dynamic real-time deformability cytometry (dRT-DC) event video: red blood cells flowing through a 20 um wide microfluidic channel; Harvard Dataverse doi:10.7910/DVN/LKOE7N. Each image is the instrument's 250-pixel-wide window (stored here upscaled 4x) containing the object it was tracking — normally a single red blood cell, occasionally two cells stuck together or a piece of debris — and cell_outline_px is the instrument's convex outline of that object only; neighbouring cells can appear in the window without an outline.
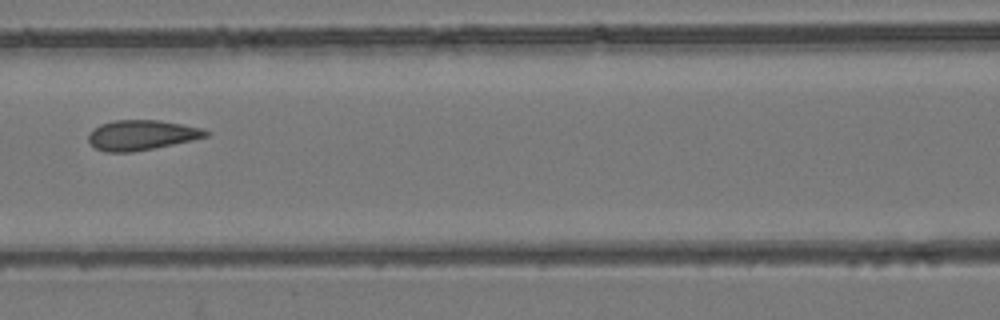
{"species": "common noctule bat (a hibernating species)", "species_latin": "Nyctalus noctula", "temperature_condition": "room temperature", "stored_images_in_passage": 7, "camera_frame_rate_fps": 3000, "um_per_image_px": 0.085, "animal": {"sex": "female", "body_mass_g": 24.6, "forearm_length_mm": 56.2}, "frame": {"image": 1, "passage_image": 7, "time_ms": 6.667, "image_size_px": [1000, 320], "cell_outline_px": [[212, 132], [208, 136], [192, 140], [132, 152], [104, 152], [96, 148], [88, 140], [88, 136], [100, 124], [112, 120], [160, 120], [204, 128]], "centroid_in_image_um": [12.07, 11.47], "position_along_channel_um": 154.5, "area_um2": 20.46}}